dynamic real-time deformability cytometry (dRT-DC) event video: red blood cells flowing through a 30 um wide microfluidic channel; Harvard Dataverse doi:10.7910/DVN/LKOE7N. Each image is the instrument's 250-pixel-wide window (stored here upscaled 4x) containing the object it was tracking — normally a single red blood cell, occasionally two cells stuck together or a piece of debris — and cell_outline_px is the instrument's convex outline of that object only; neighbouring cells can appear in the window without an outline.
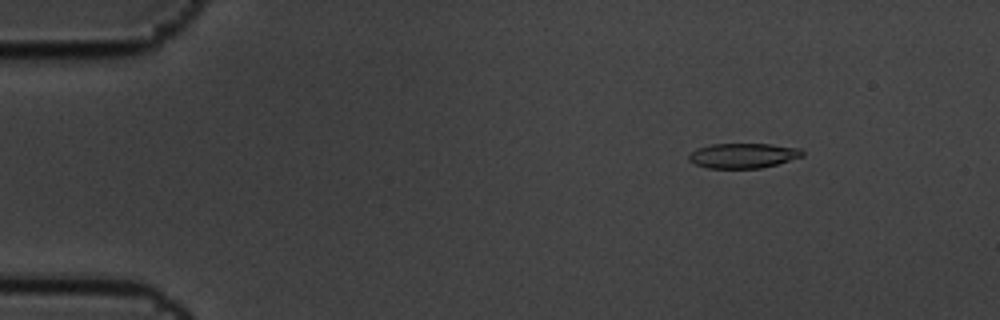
{"species": "common noctule bat (a hibernating species)", "species_latin": "Nyctalus noctula", "temperature_condition": "cold", "stored_images_in_passage": 5, "camera_frame_rate_fps": 3000, "um_per_image_px": 0.085, "animal": {"sex": "male", "body_mass_g": 19.5, "forearm_length_mm": 54.6}, "frame": {"image": 1, "passage_image": 2, "time_ms": 0.333, "image_size_px": [1000, 320], "cell_outline_px": [[804, 156], [776, 164], [760, 168], [708, 168], [696, 164], [688, 160], [688, 156], [696, 148], [712, 144], [768, 144], [800, 148], [804, 152]], "centroid_in_image_um": [63.16, 13.22], "position_along_channel_um": 21.8, "area_um2": 16.42}}
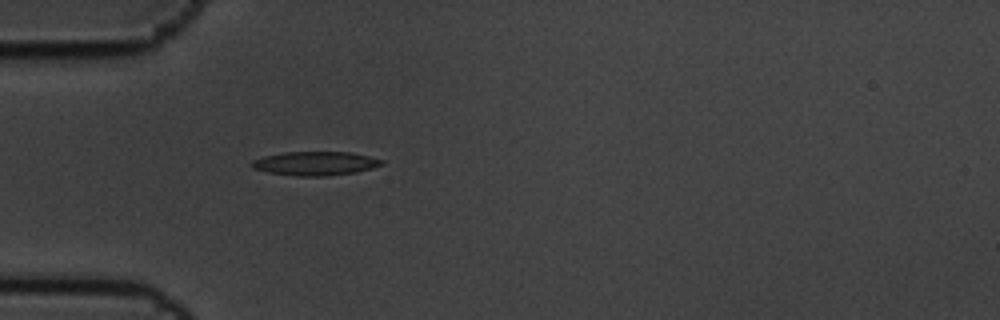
{"frame": {"image": 2, "passage_image": 5, "time_ms": 1.333, "image_size_px": [1000, 320], "cell_outline_px": [[384, 164], [372, 168], [356, 172], [324, 176], [296, 176], [268, 172], [252, 168], [248, 164], [252, 160], [264, 156], [284, 152], [352, 152], [384, 160]], "centroid_in_image_um": [26.78, 13.89], "position_along_channel_um": 58.2, "area_um2": 18.15}}